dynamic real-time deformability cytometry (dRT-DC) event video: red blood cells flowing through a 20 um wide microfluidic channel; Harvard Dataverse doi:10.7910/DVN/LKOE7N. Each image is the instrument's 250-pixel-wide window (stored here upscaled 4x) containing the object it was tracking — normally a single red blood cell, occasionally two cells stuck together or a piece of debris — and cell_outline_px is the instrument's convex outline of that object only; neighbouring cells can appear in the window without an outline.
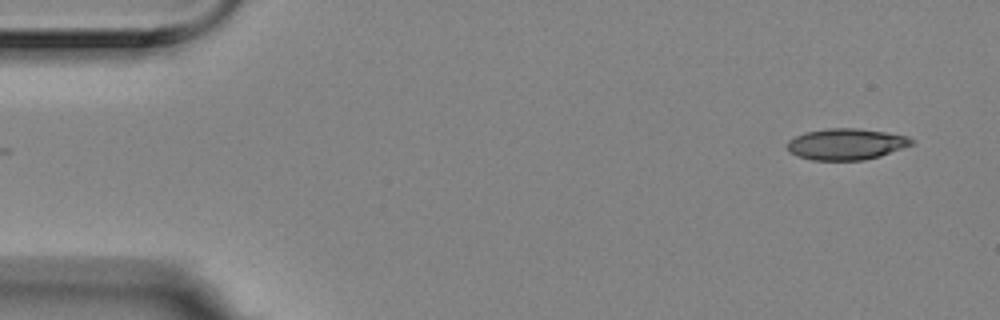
{"species": "Egyptian fruit bat (a non-hibernating species)", "species_latin": "Rousettus aegyptiacus", "temperature_condition": "room temperature", "stored_images_in_passage": 4, "camera_frame_rate_fps": 3000, "um_per_image_px": 0.085, "animal": {"sex": "female"}, "frame": {"image": 1, "passage_image": 1, "time_ms": 0.0, "image_size_px": [1000, 320], "cell_outline_px": [[916, 144], [880, 156], [864, 160], [812, 160], [796, 156], [788, 148], [788, 140], [804, 132], [828, 128], [856, 128], [884, 132], [908, 136], [916, 140]], "centroid_in_image_um": [71.98, 12.25], "position_along_channel_um": 13.0, "area_um2": 22.77}}
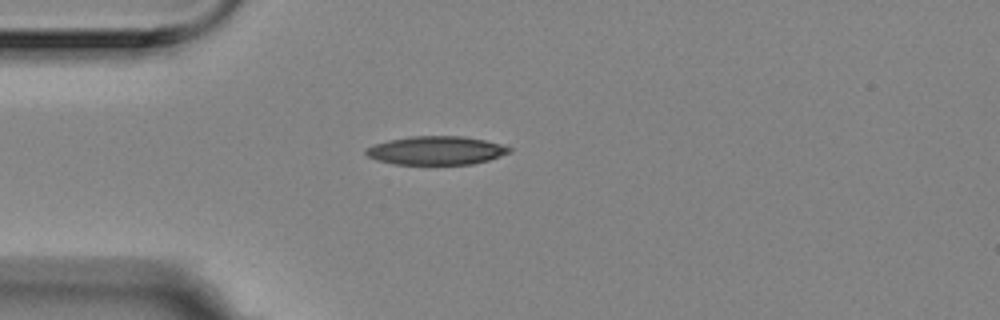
{"frame": {"image": 2, "passage_image": 4, "time_ms": 1.0, "image_size_px": [1000, 320], "cell_outline_px": [[512, 152], [488, 160], [472, 164], [424, 168], [392, 164], [376, 160], [368, 156], [364, 152], [364, 148], [388, 140], [412, 136], [464, 136], [484, 140], [500, 144], [512, 148]], "centroid_in_image_um": [37.03, 12.85], "position_along_channel_um": 48.0, "area_um2": 25.03}}